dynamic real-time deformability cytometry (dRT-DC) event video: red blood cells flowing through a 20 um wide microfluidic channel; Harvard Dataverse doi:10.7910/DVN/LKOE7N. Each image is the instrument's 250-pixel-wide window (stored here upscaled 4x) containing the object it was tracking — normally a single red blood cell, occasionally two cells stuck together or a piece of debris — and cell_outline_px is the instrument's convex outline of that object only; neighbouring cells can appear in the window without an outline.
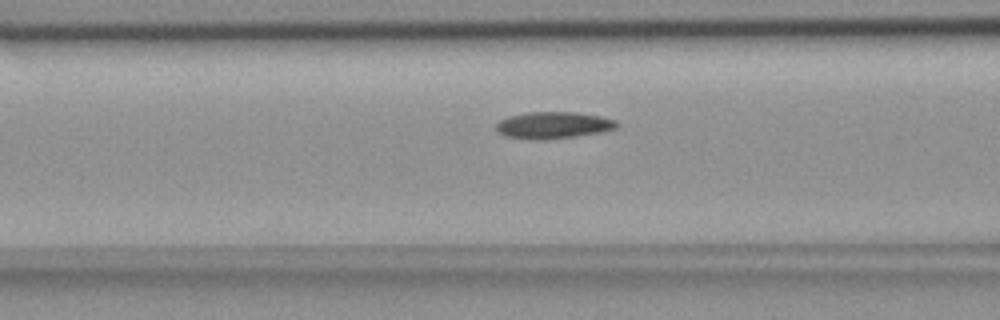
{"species": "common noctule bat (a hibernating species)", "species_latin": "Nyctalus noctula", "temperature_condition": "room temperature", "stored_images_in_passage": 55, "camera_frame_rate_fps": 3000, "um_per_image_px": 0.085, "animal": {"sex": "female", "body_mass_g": 18.4}, "frame": {"image": 1, "passage_image": 21, "time_ms": 6.667, "image_size_px": [1000, 320], "cell_outline_px": [[620, 124], [616, 128], [600, 132], [576, 136], [544, 140], [528, 140], [504, 136], [496, 128], [496, 124], [500, 120], [508, 116], [528, 112], [576, 112], [600, 116], [616, 120]], "centroid_in_image_um": [47.02, 10.64], "position_along_channel_um": 119.6, "area_um2": 18.96}}
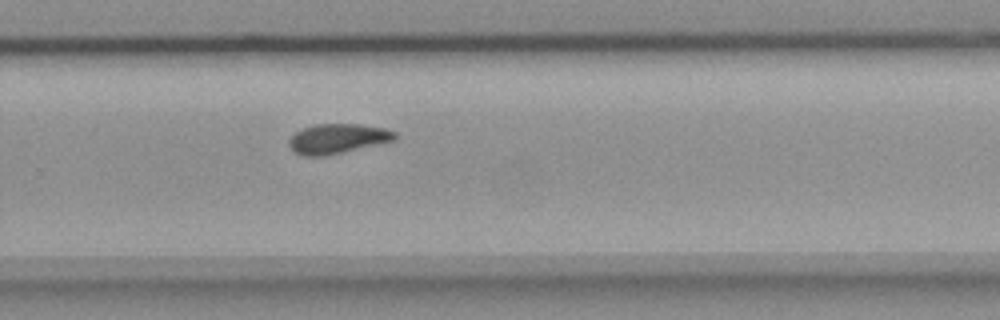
{"frame": {"image": 2, "passage_image": 36, "time_ms": 11.667, "image_size_px": [1000, 320], "cell_outline_px": [[396, 140], [380, 144], [324, 156], [300, 156], [288, 144], [288, 140], [296, 132], [312, 124], [360, 124], [384, 128], [396, 132]], "centroid_in_image_um": [28.7, 11.78], "position_along_channel_um": 301.1, "area_um2": 18.38}}
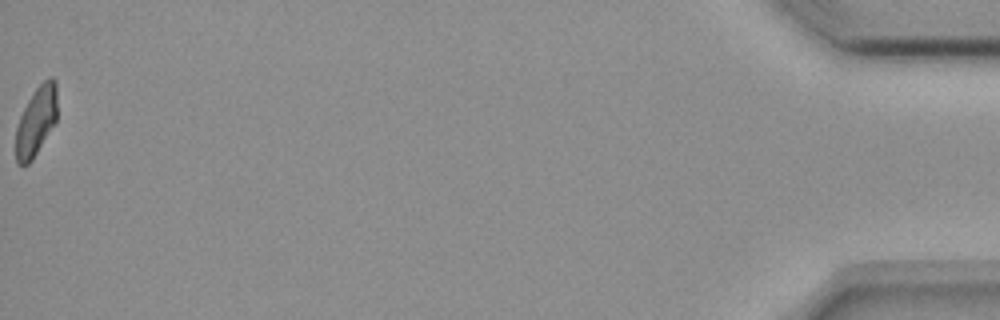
{"frame": {"image": 3, "passage_image": 55, "time_ms": 18.0, "image_size_px": [1000, 320], "cell_outline_px": [[56, 120], [32, 160], [28, 164], [16, 164], [16, 128], [20, 116], [28, 100], [36, 88], [48, 76], [52, 76], [56, 80]], "centroid_in_image_um": [3.07, 10.27], "position_along_channel_um": 432.1, "area_um2": 16.42}, "authors_computed_cell_mechanics": {"area_um2": 18.0914, "velocity_mm_per_s": 3.6344, "shape_relaxation_time_tau1_ms": 6.7085, "shape_relaxation_time_tau2_ms": 5.6235, "deformation_change_tau1": 0.1626, "deformation_change_tau2": 0.1127}}